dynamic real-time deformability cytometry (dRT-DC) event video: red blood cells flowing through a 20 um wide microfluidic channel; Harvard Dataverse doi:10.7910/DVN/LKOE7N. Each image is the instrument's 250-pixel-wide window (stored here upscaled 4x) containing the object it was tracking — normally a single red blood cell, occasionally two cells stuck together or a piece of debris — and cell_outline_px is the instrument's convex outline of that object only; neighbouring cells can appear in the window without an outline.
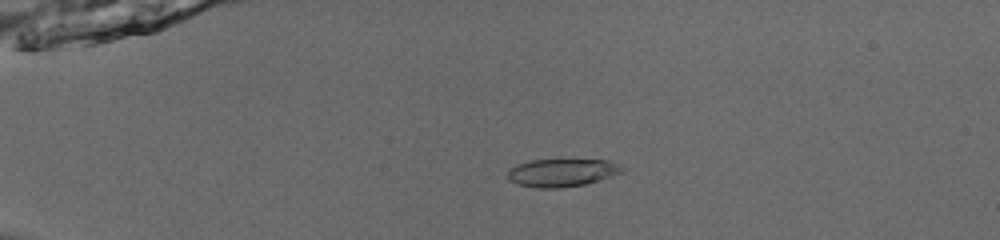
{"species": "common noctule bat (a hibernating species)", "species_latin": "Nyctalus noctula", "temperature_condition": "room temperature", "stored_images_in_passage": 54, "camera_frame_rate_fps": 3000, "um_per_image_px": 0.085, "animal": {"sex": "male", "body_mass_g": 13.0, "forearm_length_mm": 53.1}, "frame": {"image": 1, "passage_image": 15, "time_ms": 4.667, "image_size_px": [1000, 240], "cell_outline_px": [[628, 168], [624, 172], [600, 180], [584, 184], [560, 188], [536, 188], [516, 184], [508, 180], [508, 172], [516, 164], [532, 160], [608, 160], [620, 164]], "centroid_in_image_um": [47.81, 14.68], "position_along_channel_um": 37.2, "area_um2": 18.79}}
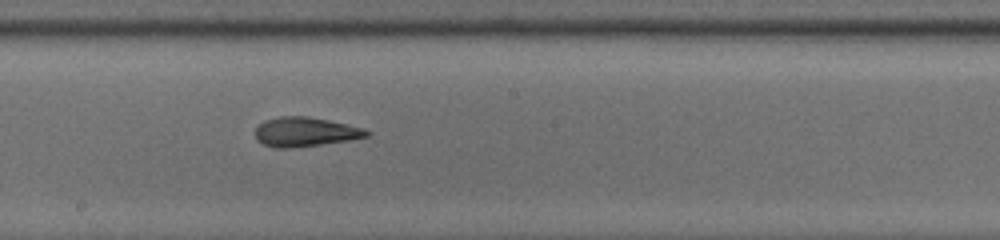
{"frame": {"image": 2, "passage_image": 33, "time_ms": 10.667, "image_size_px": [1000, 240], "cell_outline_px": [[372, 132], [368, 136], [348, 140], [320, 144], [288, 148], [276, 148], [264, 144], [256, 140], [256, 128], [264, 120], [280, 116], [308, 116], [328, 120], [364, 128]], "centroid_in_image_um": [25.94, 11.2], "position_along_channel_um": 222.3, "area_um2": 18.9}}
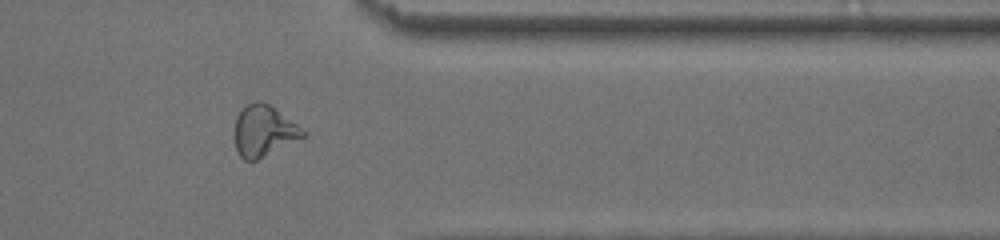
{"frame": {"image": 3, "passage_image": 46, "time_ms": 15.0, "image_size_px": [1000, 240], "cell_outline_px": [[308, 136], [256, 160], [244, 160], [240, 156], [236, 148], [232, 132], [236, 116], [248, 104], [256, 100], [264, 100], [296, 124]], "centroid_in_image_um": [22.38, 11.13], "position_along_channel_um": 389.0, "area_um2": 20.52}, "authors_computed_cell_mechanics": {"area_um2": 19.2474, "velocity_mm_per_s": 3.9594, "shape_relaxation_time_tau1_ms": 4.7247, "shape_relaxation_time_tau2_ms": 1.2544, "deformation_change_tau1": 0.1843, "deformation_change_tau2": 0.0878}}